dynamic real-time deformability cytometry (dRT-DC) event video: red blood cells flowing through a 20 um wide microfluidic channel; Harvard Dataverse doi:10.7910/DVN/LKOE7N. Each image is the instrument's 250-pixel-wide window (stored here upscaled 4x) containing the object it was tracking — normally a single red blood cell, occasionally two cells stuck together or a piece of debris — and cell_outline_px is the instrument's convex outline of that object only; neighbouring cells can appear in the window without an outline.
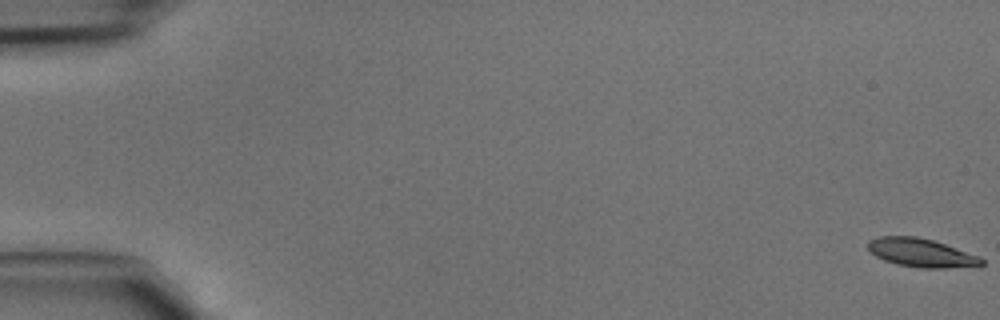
{"species": "common noctule bat (a hibernating species)", "species_latin": "Nyctalus noctula", "temperature_condition": "cold", "stored_images_in_passage": 47, "camera_frame_rate_fps": 3000, "um_per_image_px": 0.085, "animal": {"sex": "male", "body_mass_g": 15.6}, "frame": {"image": 1, "passage_image": 1, "time_ms": 0.0, "image_size_px": [1000, 320], "cell_outline_px": [[984, 264], [944, 268], [920, 268], [896, 264], [884, 260], [876, 256], [868, 248], [868, 240], [880, 236], [916, 236], [932, 240], [980, 256], [984, 260]], "centroid_in_image_um": [78.27, 21.48], "position_along_channel_um": 6.7, "area_um2": 18.67}}
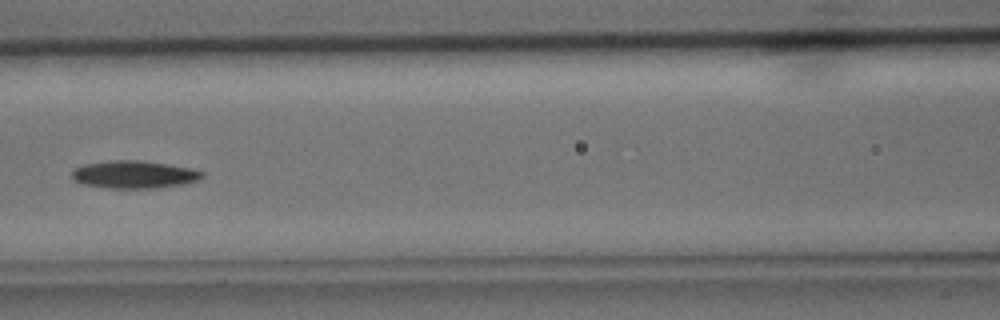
{"frame": {"image": 2, "passage_image": 22, "time_ms": 7.0, "image_size_px": [1000, 320], "cell_outline_px": [[204, 176], [200, 180], [184, 184], [156, 188], [104, 188], [80, 184], [72, 180], [72, 172], [76, 168], [84, 164], [108, 160], [140, 160], [168, 164], [188, 168], [204, 172]], "centroid_in_image_um": [11.37, 14.84], "position_along_channel_um": 155.2, "area_um2": 21.21}}
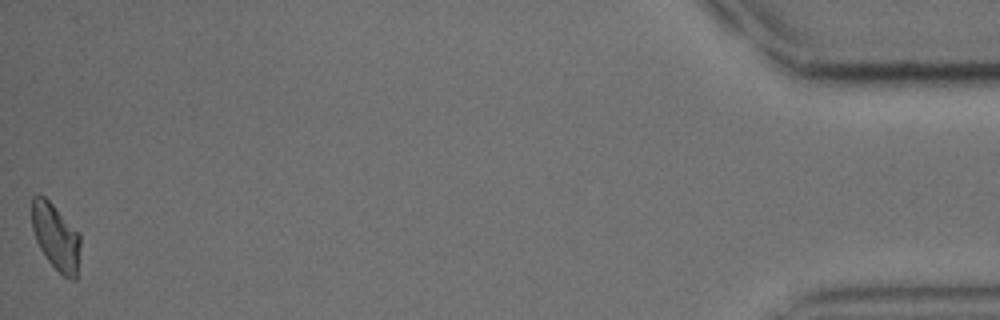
{"frame": {"image": 3, "passage_image": 47, "time_ms": 15.333, "image_size_px": [1000, 320], "cell_outline_px": [[80, 248], [76, 280], [72, 280], [64, 276], [48, 260], [40, 248], [36, 240], [32, 228], [32, 196], [44, 196], [80, 232]], "centroid_in_image_um": [4.77, 20.14], "position_along_channel_um": 430.4, "area_um2": 18.61}}